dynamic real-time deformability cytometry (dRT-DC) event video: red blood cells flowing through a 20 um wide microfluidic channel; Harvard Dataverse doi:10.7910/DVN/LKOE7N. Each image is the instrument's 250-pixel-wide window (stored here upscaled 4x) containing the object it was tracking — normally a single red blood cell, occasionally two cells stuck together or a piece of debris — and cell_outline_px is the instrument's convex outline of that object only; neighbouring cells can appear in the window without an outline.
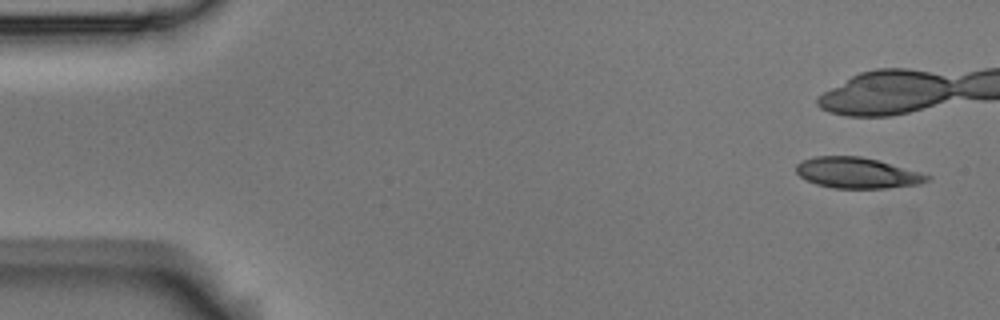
{"species": "Egyptian fruit bat (a non-hibernating species)", "species_latin": "Rousettus aegyptiacus", "temperature_condition": "room temperature", "stored_images_in_passage": 6, "camera_frame_rate_fps": 3000, "um_per_image_px": 0.085, "animal": {"sex": "male"}, "frame": {"image": 1, "passage_image": 1, "time_ms": 0.0, "image_size_px": [1000, 320], "cell_outline_px": [[932, 176], [928, 180], [920, 184], [888, 188], [832, 188], [816, 184], [800, 176], [796, 172], [796, 164], [804, 160], [816, 156], [860, 156], [876, 160]], "centroid_in_image_um": [72.83, 14.7], "position_along_channel_um": 12.2, "area_um2": 23.18}}
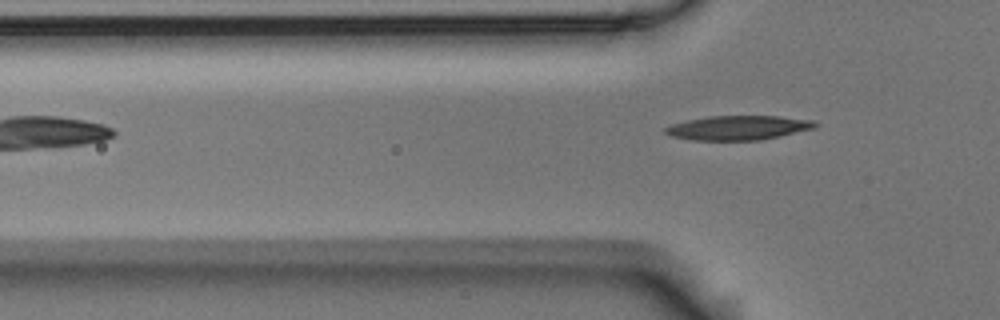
{"frame": {"image": 2, "passage_image": 6, "time_ms": 1.667, "image_size_px": [1000, 320], "cell_outline_px": [[820, 124], [816, 128], [760, 140], [692, 140], [672, 136], [664, 132], [664, 128], [672, 124], [688, 120], [708, 116], [780, 116], [812, 120]], "centroid_in_image_um": [62.77, 10.85], "position_along_channel_um": 63.0, "area_um2": 21.21}}